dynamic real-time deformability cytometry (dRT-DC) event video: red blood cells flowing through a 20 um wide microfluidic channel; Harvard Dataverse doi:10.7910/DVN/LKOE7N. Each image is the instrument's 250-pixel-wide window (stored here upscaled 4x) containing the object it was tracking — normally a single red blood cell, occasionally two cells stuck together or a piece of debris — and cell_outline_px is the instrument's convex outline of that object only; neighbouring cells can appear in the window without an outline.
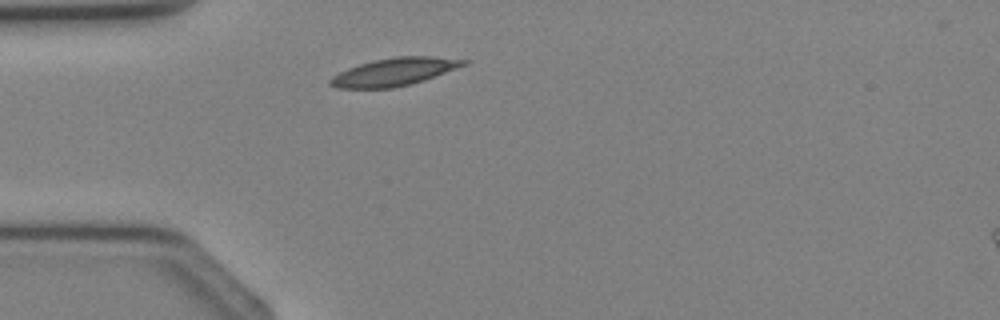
{"species": "Egyptian fruit bat (a non-hibernating species)", "species_latin": "Rousettus aegyptiacus", "temperature_condition": "cold", "stored_images_in_passage": 27, "camera_frame_rate_fps": 3000, "um_per_image_px": 0.085, "animal": {"sex": "female"}, "frame": {"image": 1, "passage_image": 1, "time_ms": 0.0, "image_size_px": [1000, 320], "cell_outline_px": [[472, 60], [468, 64], [424, 80], [392, 88], [340, 88], [328, 84], [328, 80], [332, 76], [348, 68], [360, 64], [376, 60], [396, 56], [436, 56]], "centroid_in_image_um": [33.56, 6.09], "position_along_channel_um": 51.4, "area_um2": 21.5}}
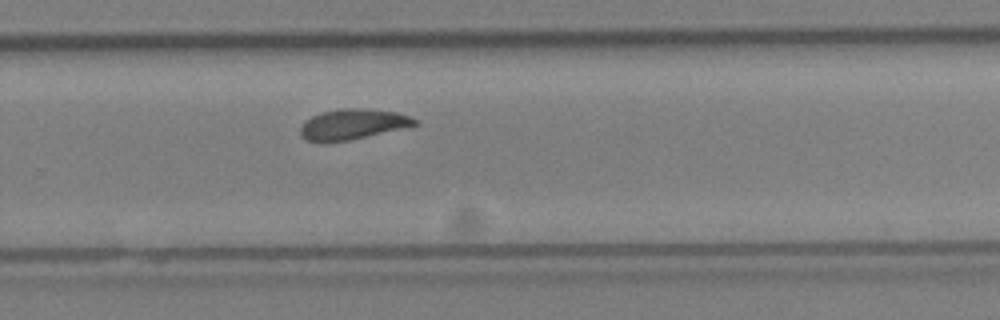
{"frame": {"image": 2, "passage_image": 15, "time_ms": 4.667, "image_size_px": [1000, 320], "cell_outline_px": [[420, 124], [348, 140], [308, 140], [300, 136], [300, 128], [304, 120], [320, 112], [340, 108], [360, 108], [396, 112], [408, 116], [416, 120]], "centroid_in_image_um": [29.96, 10.53], "position_along_channel_um": 299.8, "area_um2": 19.77}}
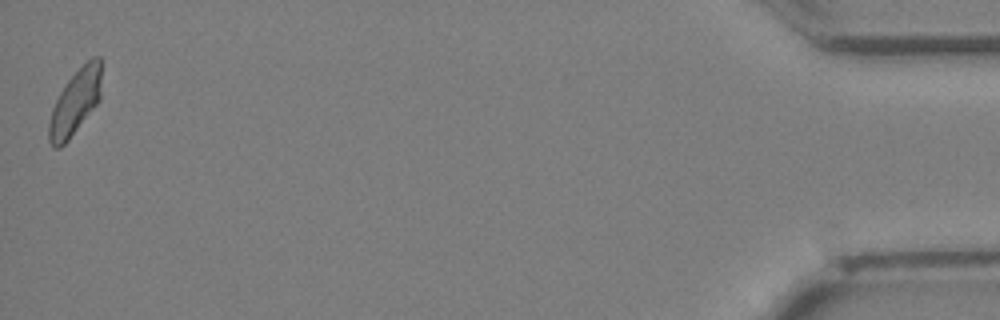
{"frame": {"image": 3, "passage_image": 27, "time_ms": 8.667, "image_size_px": [1000, 320], "cell_outline_px": [[100, 100], [68, 140], [60, 148], [52, 148], [48, 140], [48, 124], [52, 108], [60, 92], [68, 80], [92, 56], [100, 56]], "centroid_in_image_um": [6.36, 8.73], "position_along_channel_um": 428.8, "area_um2": 19.65}}